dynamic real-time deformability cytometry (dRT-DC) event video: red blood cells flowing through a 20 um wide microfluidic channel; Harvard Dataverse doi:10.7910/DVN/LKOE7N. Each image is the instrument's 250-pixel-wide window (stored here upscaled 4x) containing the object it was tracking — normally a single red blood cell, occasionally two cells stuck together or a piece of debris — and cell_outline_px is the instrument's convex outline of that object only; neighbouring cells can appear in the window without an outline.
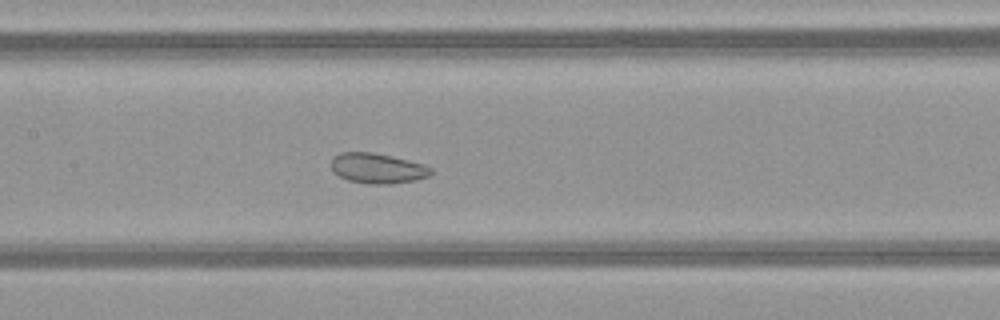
{"species": "common noctule bat (a hibernating species)", "species_latin": "Nyctalus noctula", "temperature_condition": "warm", "stored_images_in_passage": 50, "camera_frame_rate_fps": 3000, "um_per_image_px": 0.085, "animal": {"sex": "female", "body_mass_g": 21.9}, "frame": {"image": 1, "passage_image": 23, "time_ms": 7.333, "image_size_px": [1000, 320], "cell_outline_px": [[436, 172], [428, 176], [416, 180], [392, 184], [368, 184], [348, 180], [332, 172], [332, 156], [340, 152], [372, 152], [392, 156], [424, 164], [432, 168]], "centroid_in_image_um": [32.11, 14.31], "position_along_channel_um": 175.3, "area_um2": 17.8}}
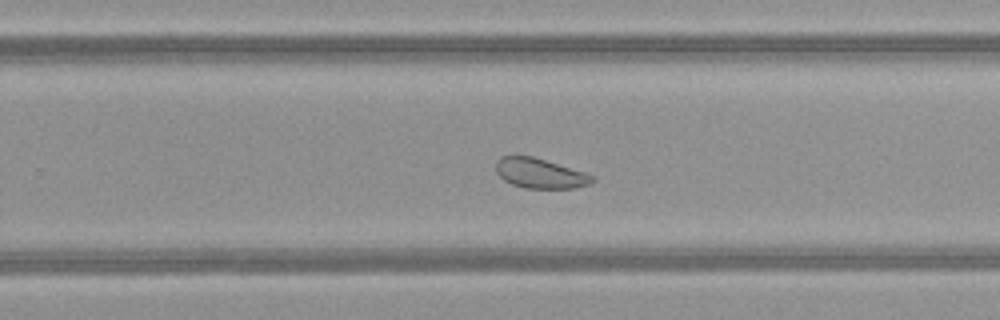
{"frame": {"image": 2, "passage_image": 31, "time_ms": 10.0, "image_size_px": [1000, 320], "cell_outline_px": [[596, 180], [588, 184], [572, 188], [524, 188], [512, 184], [504, 180], [496, 172], [496, 160], [500, 156], [532, 156], [584, 172], [596, 176]], "centroid_in_image_um": [45.89, 14.73], "position_along_channel_um": 283.9, "area_um2": 16.7}}
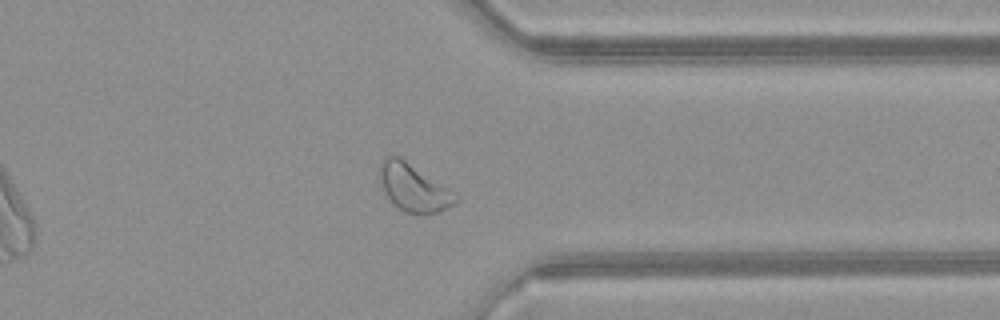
{"frame": {"image": 3, "passage_image": 38, "time_ms": 12.333, "image_size_px": [1000, 320], "cell_outline_px": [[460, 200], [456, 204], [436, 212], [404, 212], [384, 192], [380, 180], [380, 164], [384, 156], [392, 152], [400, 156], [460, 196]], "centroid_in_image_um": [35.16, 15.89], "position_along_channel_um": 376.2, "area_um2": 20.75}, "authors_computed_cell_mechanics": {"area_um2": 23.3512, "velocity_mm_per_s": 4.0886, "shape_relaxation_time_tau1_ms": null, "shape_relaxation_time_tau2_ms": 1.3963, "deformation_change_tau1": null, "deformation_change_tau2": 0.0733}}